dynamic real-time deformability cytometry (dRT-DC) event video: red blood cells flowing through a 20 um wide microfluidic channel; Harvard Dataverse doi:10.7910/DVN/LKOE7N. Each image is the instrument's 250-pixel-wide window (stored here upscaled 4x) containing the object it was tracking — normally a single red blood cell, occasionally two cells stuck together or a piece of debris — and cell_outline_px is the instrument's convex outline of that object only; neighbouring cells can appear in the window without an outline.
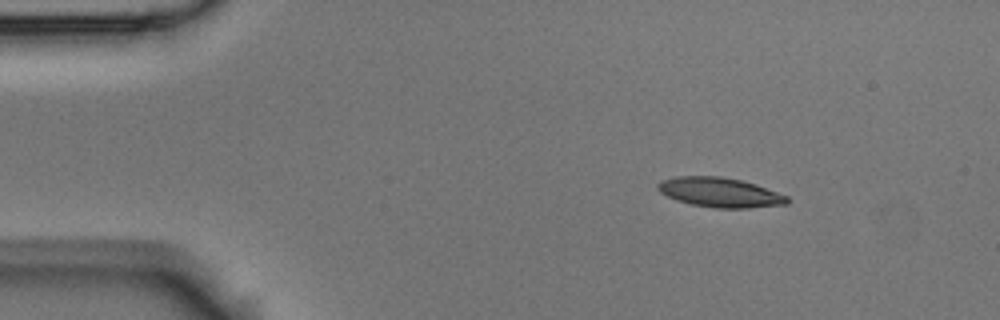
{"species": "Egyptian fruit bat (a non-hibernating species)", "species_latin": "Rousettus aegyptiacus", "temperature_condition": "room temperature", "stored_images_in_passage": 4, "camera_frame_rate_fps": 3000, "um_per_image_px": 0.085, "animal": {"sex": "male"}, "frame": {"image": 1, "passage_image": 1, "time_ms": 0.0, "image_size_px": [1000, 320], "cell_outline_px": [[788, 204], [748, 208], [716, 208], [692, 204], [676, 200], [660, 192], [656, 188], [656, 184], [660, 180], [676, 176], [720, 176], [740, 180], [756, 184], [788, 196]], "centroid_in_image_um": [61.17, 16.35], "position_along_channel_um": 23.8, "area_um2": 22.37}}
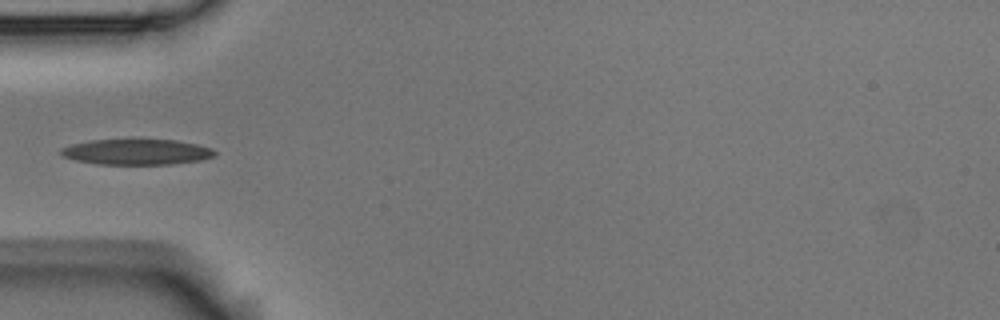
{"frame": {"image": 2, "passage_image": 4, "time_ms": 1.0, "image_size_px": [1000, 320], "cell_outline_px": [[216, 156], [200, 160], [172, 164], [96, 164], [76, 160], [60, 156], [60, 148], [72, 144], [92, 140], [132, 136], [176, 140], [196, 144], [212, 148], [216, 152]], "centroid_in_image_um": [11.59, 12.86], "position_along_channel_um": 73.4, "area_um2": 24.1}}